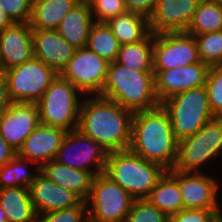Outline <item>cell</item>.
Masks as SVG:
<instances>
[{
  "label": "cell",
  "instance_id": "cell-31",
  "mask_svg": "<svg viewBox=\"0 0 222 222\" xmlns=\"http://www.w3.org/2000/svg\"><path fill=\"white\" fill-rule=\"evenodd\" d=\"M200 60L209 67L222 65V30L194 36Z\"/></svg>",
  "mask_w": 222,
  "mask_h": 222
},
{
  "label": "cell",
  "instance_id": "cell-6",
  "mask_svg": "<svg viewBox=\"0 0 222 222\" xmlns=\"http://www.w3.org/2000/svg\"><path fill=\"white\" fill-rule=\"evenodd\" d=\"M160 105L167 112L178 141L194 135L215 117L205 86L175 94Z\"/></svg>",
  "mask_w": 222,
  "mask_h": 222
},
{
  "label": "cell",
  "instance_id": "cell-29",
  "mask_svg": "<svg viewBox=\"0 0 222 222\" xmlns=\"http://www.w3.org/2000/svg\"><path fill=\"white\" fill-rule=\"evenodd\" d=\"M221 30L222 6L209 0H200L186 32L195 36Z\"/></svg>",
  "mask_w": 222,
  "mask_h": 222
},
{
  "label": "cell",
  "instance_id": "cell-38",
  "mask_svg": "<svg viewBox=\"0 0 222 222\" xmlns=\"http://www.w3.org/2000/svg\"><path fill=\"white\" fill-rule=\"evenodd\" d=\"M158 0H124L127 11L137 13L149 19Z\"/></svg>",
  "mask_w": 222,
  "mask_h": 222
},
{
  "label": "cell",
  "instance_id": "cell-2",
  "mask_svg": "<svg viewBox=\"0 0 222 222\" xmlns=\"http://www.w3.org/2000/svg\"><path fill=\"white\" fill-rule=\"evenodd\" d=\"M178 146L169 116L161 105L133 113L130 151L168 171L176 163Z\"/></svg>",
  "mask_w": 222,
  "mask_h": 222
},
{
  "label": "cell",
  "instance_id": "cell-35",
  "mask_svg": "<svg viewBox=\"0 0 222 222\" xmlns=\"http://www.w3.org/2000/svg\"><path fill=\"white\" fill-rule=\"evenodd\" d=\"M95 22H107L110 18L125 13L124 0H87Z\"/></svg>",
  "mask_w": 222,
  "mask_h": 222
},
{
  "label": "cell",
  "instance_id": "cell-45",
  "mask_svg": "<svg viewBox=\"0 0 222 222\" xmlns=\"http://www.w3.org/2000/svg\"><path fill=\"white\" fill-rule=\"evenodd\" d=\"M209 1H212V2L222 6V0H209Z\"/></svg>",
  "mask_w": 222,
  "mask_h": 222
},
{
  "label": "cell",
  "instance_id": "cell-32",
  "mask_svg": "<svg viewBox=\"0 0 222 222\" xmlns=\"http://www.w3.org/2000/svg\"><path fill=\"white\" fill-rule=\"evenodd\" d=\"M205 87L212 114L215 117H222V65L209 68Z\"/></svg>",
  "mask_w": 222,
  "mask_h": 222
},
{
  "label": "cell",
  "instance_id": "cell-34",
  "mask_svg": "<svg viewBox=\"0 0 222 222\" xmlns=\"http://www.w3.org/2000/svg\"><path fill=\"white\" fill-rule=\"evenodd\" d=\"M166 218L148 199H136L125 222H166Z\"/></svg>",
  "mask_w": 222,
  "mask_h": 222
},
{
  "label": "cell",
  "instance_id": "cell-7",
  "mask_svg": "<svg viewBox=\"0 0 222 222\" xmlns=\"http://www.w3.org/2000/svg\"><path fill=\"white\" fill-rule=\"evenodd\" d=\"M218 156H222V117H214L194 135L179 141L173 170L203 172L204 165H211Z\"/></svg>",
  "mask_w": 222,
  "mask_h": 222
},
{
  "label": "cell",
  "instance_id": "cell-15",
  "mask_svg": "<svg viewBox=\"0 0 222 222\" xmlns=\"http://www.w3.org/2000/svg\"><path fill=\"white\" fill-rule=\"evenodd\" d=\"M40 124L36 103L12 102L0 116V135L17 152Z\"/></svg>",
  "mask_w": 222,
  "mask_h": 222
},
{
  "label": "cell",
  "instance_id": "cell-19",
  "mask_svg": "<svg viewBox=\"0 0 222 222\" xmlns=\"http://www.w3.org/2000/svg\"><path fill=\"white\" fill-rule=\"evenodd\" d=\"M34 57L58 74L72 58L75 48L57 30L32 29Z\"/></svg>",
  "mask_w": 222,
  "mask_h": 222
},
{
  "label": "cell",
  "instance_id": "cell-37",
  "mask_svg": "<svg viewBox=\"0 0 222 222\" xmlns=\"http://www.w3.org/2000/svg\"><path fill=\"white\" fill-rule=\"evenodd\" d=\"M2 10L15 23H29L32 12L30 0H0Z\"/></svg>",
  "mask_w": 222,
  "mask_h": 222
},
{
  "label": "cell",
  "instance_id": "cell-26",
  "mask_svg": "<svg viewBox=\"0 0 222 222\" xmlns=\"http://www.w3.org/2000/svg\"><path fill=\"white\" fill-rule=\"evenodd\" d=\"M166 216L184 209L178 181L166 171L147 198Z\"/></svg>",
  "mask_w": 222,
  "mask_h": 222
},
{
  "label": "cell",
  "instance_id": "cell-5",
  "mask_svg": "<svg viewBox=\"0 0 222 222\" xmlns=\"http://www.w3.org/2000/svg\"><path fill=\"white\" fill-rule=\"evenodd\" d=\"M83 98L74 85L58 74L36 103L40 124L67 132L77 130Z\"/></svg>",
  "mask_w": 222,
  "mask_h": 222
},
{
  "label": "cell",
  "instance_id": "cell-18",
  "mask_svg": "<svg viewBox=\"0 0 222 222\" xmlns=\"http://www.w3.org/2000/svg\"><path fill=\"white\" fill-rule=\"evenodd\" d=\"M66 133L64 129L39 124L23 142L17 155L41 167L55 159Z\"/></svg>",
  "mask_w": 222,
  "mask_h": 222
},
{
  "label": "cell",
  "instance_id": "cell-3",
  "mask_svg": "<svg viewBox=\"0 0 222 222\" xmlns=\"http://www.w3.org/2000/svg\"><path fill=\"white\" fill-rule=\"evenodd\" d=\"M99 96L115 101L133 113L160 106L155 93L154 72L136 71L116 61L108 65L105 83Z\"/></svg>",
  "mask_w": 222,
  "mask_h": 222
},
{
  "label": "cell",
  "instance_id": "cell-46",
  "mask_svg": "<svg viewBox=\"0 0 222 222\" xmlns=\"http://www.w3.org/2000/svg\"><path fill=\"white\" fill-rule=\"evenodd\" d=\"M214 222H222V214H220Z\"/></svg>",
  "mask_w": 222,
  "mask_h": 222
},
{
  "label": "cell",
  "instance_id": "cell-27",
  "mask_svg": "<svg viewBox=\"0 0 222 222\" xmlns=\"http://www.w3.org/2000/svg\"><path fill=\"white\" fill-rule=\"evenodd\" d=\"M116 62L136 71H153V33L140 42L121 45Z\"/></svg>",
  "mask_w": 222,
  "mask_h": 222
},
{
  "label": "cell",
  "instance_id": "cell-41",
  "mask_svg": "<svg viewBox=\"0 0 222 222\" xmlns=\"http://www.w3.org/2000/svg\"><path fill=\"white\" fill-rule=\"evenodd\" d=\"M13 23L14 22L11 20V18L5 13L4 10H2V7L0 6V33Z\"/></svg>",
  "mask_w": 222,
  "mask_h": 222
},
{
  "label": "cell",
  "instance_id": "cell-11",
  "mask_svg": "<svg viewBox=\"0 0 222 222\" xmlns=\"http://www.w3.org/2000/svg\"><path fill=\"white\" fill-rule=\"evenodd\" d=\"M108 153L77 129L66 133L54 160L71 168L90 171L96 176L104 173Z\"/></svg>",
  "mask_w": 222,
  "mask_h": 222
},
{
  "label": "cell",
  "instance_id": "cell-13",
  "mask_svg": "<svg viewBox=\"0 0 222 222\" xmlns=\"http://www.w3.org/2000/svg\"><path fill=\"white\" fill-rule=\"evenodd\" d=\"M178 181L184 209L221 210L218 202L220 183L204 172L168 170Z\"/></svg>",
  "mask_w": 222,
  "mask_h": 222
},
{
  "label": "cell",
  "instance_id": "cell-8",
  "mask_svg": "<svg viewBox=\"0 0 222 222\" xmlns=\"http://www.w3.org/2000/svg\"><path fill=\"white\" fill-rule=\"evenodd\" d=\"M134 200L104 173L96 175L86 201L88 222H125Z\"/></svg>",
  "mask_w": 222,
  "mask_h": 222
},
{
  "label": "cell",
  "instance_id": "cell-21",
  "mask_svg": "<svg viewBox=\"0 0 222 222\" xmlns=\"http://www.w3.org/2000/svg\"><path fill=\"white\" fill-rule=\"evenodd\" d=\"M40 172L52 182L76 194L82 201H87L95 177L92 172L71 168L55 160L44 163Z\"/></svg>",
  "mask_w": 222,
  "mask_h": 222
},
{
  "label": "cell",
  "instance_id": "cell-30",
  "mask_svg": "<svg viewBox=\"0 0 222 222\" xmlns=\"http://www.w3.org/2000/svg\"><path fill=\"white\" fill-rule=\"evenodd\" d=\"M120 46L106 22H94L86 44L88 49L112 63L117 59Z\"/></svg>",
  "mask_w": 222,
  "mask_h": 222
},
{
  "label": "cell",
  "instance_id": "cell-39",
  "mask_svg": "<svg viewBox=\"0 0 222 222\" xmlns=\"http://www.w3.org/2000/svg\"><path fill=\"white\" fill-rule=\"evenodd\" d=\"M12 101L8 95V79L6 73H0V116L6 112Z\"/></svg>",
  "mask_w": 222,
  "mask_h": 222
},
{
  "label": "cell",
  "instance_id": "cell-42",
  "mask_svg": "<svg viewBox=\"0 0 222 222\" xmlns=\"http://www.w3.org/2000/svg\"><path fill=\"white\" fill-rule=\"evenodd\" d=\"M0 222H8L5 210L0 206Z\"/></svg>",
  "mask_w": 222,
  "mask_h": 222
},
{
  "label": "cell",
  "instance_id": "cell-28",
  "mask_svg": "<svg viewBox=\"0 0 222 222\" xmlns=\"http://www.w3.org/2000/svg\"><path fill=\"white\" fill-rule=\"evenodd\" d=\"M29 164L34 165L33 171L35 169V172L28 168ZM39 171L40 167L33 161L16 155L7 164L0 166V189L29 188Z\"/></svg>",
  "mask_w": 222,
  "mask_h": 222
},
{
  "label": "cell",
  "instance_id": "cell-10",
  "mask_svg": "<svg viewBox=\"0 0 222 222\" xmlns=\"http://www.w3.org/2000/svg\"><path fill=\"white\" fill-rule=\"evenodd\" d=\"M109 62L82 47L76 49L60 75L84 96L100 95L105 83Z\"/></svg>",
  "mask_w": 222,
  "mask_h": 222
},
{
  "label": "cell",
  "instance_id": "cell-44",
  "mask_svg": "<svg viewBox=\"0 0 222 222\" xmlns=\"http://www.w3.org/2000/svg\"><path fill=\"white\" fill-rule=\"evenodd\" d=\"M44 1H47V0H30L32 6L40 2H44Z\"/></svg>",
  "mask_w": 222,
  "mask_h": 222
},
{
  "label": "cell",
  "instance_id": "cell-14",
  "mask_svg": "<svg viewBox=\"0 0 222 222\" xmlns=\"http://www.w3.org/2000/svg\"><path fill=\"white\" fill-rule=\"evenodd\" d=\"M209 68L201 61L174 69L153 70L158 101L162 103L185 90L205 86Z\"/></svg>",
  "mask_w": 222,
  "mask_h": 222
},
{
  "label": "cell",
  "instance_id": "cell-24",
  "mask_svg": "<svg viewBox=\"0 0 222 222\" xmlns=\"http://www.w3.org/2000/svg\"><path fill=\"white\" fill-rule=\"evenodd\" d=\"M0 206L5 210L8 222H35L29 188L0 189Z\"/></svg>",
  "mask_w": 222,
  "mask_h": 222
},
{
  "label": "cell",
  "instance_id": "cell-16",
  "mask_svg": "<svg viewBox=\"0 0 222 222\" xmlns=\"http://www.w3.org/2000/svg\"><path fill=\"white\" fill-rule=\"evenodd\" d=\"M200 0H158L149 17L153 34L186 32Z\"/></svg>",
  "mask_w": 222,
  "mask_h": 222
},
{
  "label": "cell",
  "instance_id": "cell-23",
  "mask_svg": "<svg viewBox=\"0 0 222 222\" xmlns=\"http://www.w3.org/2000/svg\"><path fill=\"white\" fill-rule=\"evenodd\" d=\"M106 23L121 45L140 42L151 33L148 18L129 11L110 18Z\"/></svg>",
  "mask_w": 222,
  "mask_h": 222
},
{
  "label": "cell",
  "instance_id": "cell-22",
  "mask_svg": "<svg viewBox=\"0 0 222 222\" xmlns=\"http://www.w3.org/2000/svg\"><path fill=\"white\" fill-rule=\"evenodd\" d=\"M95 20L87 0H81L62 19L58 33L75 49L86 47Z\"/></svg>",
  "mask_w": 222,
  "mask_h": 222
},
{
  "label": "cell",
  "instance_id": "cell-9",
  "mask_svg": "<svg viewBox=\"0 0 222 222\" xmlns=\"http://www.w3.org/2000/svg\"><path fill=\"white\" fill-rule=\"evenodd\" d=\"M8 95L15 103H37L58 73L38 58L13 66L5 71Z\"/></svg>",
  "mask_w": 222,
  "mask_h": 222
},
{
  "label": "cell",
  "instance_id": "cell-12",
  "mask_svg": "<svg viewBox=\"0 0 222 222\" xmlns=\"http://www.w3.org/2000/svg\"><path fill=\"white\" fill-rule=\"evenodd\" d=\"M201 62L197 43L187 32L153 34V70H167Z\"/></svg>",
  "mask_w": 222,
  "mask_h": 222
},
{
  "label": "cell",
  "instance_id": "cell-17",
  "mask_svg": "<svg viewBox=\"0 0 222 222\" xmlns=\"http://www.w3.org/2000/svg\"><path fill=\"white\" fill-rule=\"evenodd\" d=\"M29 191L37 215L70 208L82 201L76 194L52 182L40 171L29 186Z\"/></svg>",
  "mask_w": 222,
  "mask_h": 222
},
{
  "label": "cell",
  "instance_id": "cell-36",
  "mask_svg": "<svg viewBox=\"0 0 222 222\" xmlns=\"http://www.w3.org/2000/svg\"><path fill=\"white\" fill-rule=\"evenodd\" d=\"M220 214L221 210L183 209L167 216L166 222H214Z\"/></svg>",
  "mask_w": 222,
  "mask_h": 222
},
{
  "label": "cell",
  "instance_id": "cell-20",
  "mask_svg": "<svg viewBox=\"0 0 222 222\" xmlns=\"http://www.w3.org/2000/svg\"><path fill=\"white\" fill-rule=\"evenodd\" d=\"M0 56L5 70L34 57L29 23H13L0 33Z\"/></svg>",
  "mask_w": 222,
  "mask_h": 222
},
{
  "label": "cell",
  "instance_id": "cell-40",
  "mask_svg": "<svg viewBox=\"0 0 222 222\" xmlns=\"http://www.w3.org/2000/svg\"><path fill=\"white\" fill-rule=\"evenodd\" d=\"M16 155L17 151L8 145L0 135V166L7 164Z\"/></svg>",
  "mask_w": 222,
  "mask_h": 222
},
{
  "label": "cell",
  "instance_id": "cell-33",
  "mask_svg": "<svg viewBox=\"0 0 222 222\" xmlns=\"http://www.w3.org/2000/svg\"><path fill=\"white\" fill-rule=\"evenodd\" d=\"M35 222H88L87 203L81 201L70 208L36 215Z\"/></svg>",
  "mask_w": 222,
  "mask_h": 222
},
{
  "label": "cell",
  "instance_id": "cell-4",
  "mask_svg": "<svg viewBox=\"0 0 222 222\" xmlns=\"http://www.w3.org/2000/svg\"><path fill=\"white\" fill-rule=\"evenodd\" d=\"M166 171L128 149L108 153L104 174L136 200L147 199Z\"/></svg>",
  "mask_w": 222,
  "mask_h": 222
},
{
  "label": "cell",
  "instance_id": "cell-25",
  "mask_svg": "<svg viewBox=\"0 0 222 222\" xmlns=\"http://www.w3.org/2000/svg\"><path fill=\"white\" fill-rule=\"evenodd\" d=\"M81 0H47L32 6V29L57 30L65 15Z\"/></svg>",
  "mask_w": 222,
  "mask_h": 222
},
{
  "label": "cell",
  "instance_id": "cell-1",
  "mask_svg": "<svg viewBox=\"0 0 222 222\" xmlns=\"http://www.w3.org/2000/svg\"><path fill=\"white\" fill-rule=\"evenodd\" d=\"M133 112L99 95L84 96L78 130L108 152L128 150Z\"/></svg>",
  "mask_w": 222,
  "mask_h": 222
},
{
  "label": "cell",
  "instance_id": "cell-43",
  "mask_svg": "<svg viewBox=\"0 0 222 222\" xmlns=\"http://www.w3.org/2000/svg\"><path fill=\"white\" fill-rule=\"evenodd\" d=\"M5 71L6 70H5L4 66H3V62H2V59H1V56H0V73H3Z\"/></svg>",
  "mask_w": 222,
  "mask_h": 222
}]
</instances>
